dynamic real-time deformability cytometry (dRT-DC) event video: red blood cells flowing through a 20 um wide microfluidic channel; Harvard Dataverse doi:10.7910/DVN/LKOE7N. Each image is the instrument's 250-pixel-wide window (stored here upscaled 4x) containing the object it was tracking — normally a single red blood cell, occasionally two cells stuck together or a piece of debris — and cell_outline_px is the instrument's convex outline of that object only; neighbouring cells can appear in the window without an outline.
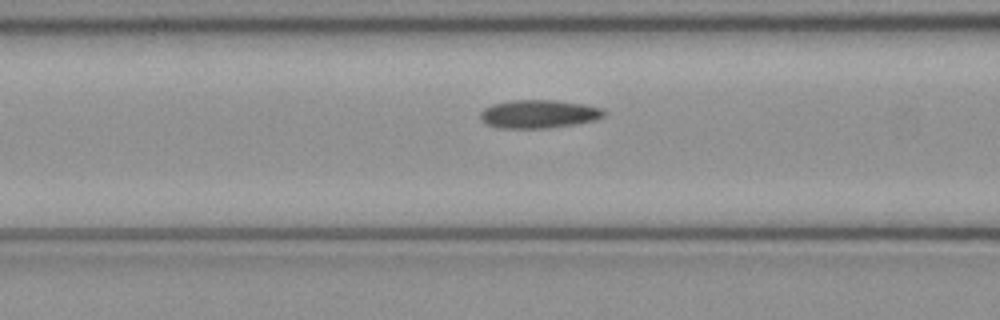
{"species": "common noctule bat (a hibernating species)", "species_latin": "Nyctalus noctula", "temperature_condition": "cold", "stored_images_in_passage": 38, "camera_frame_rate_fps": 3000, "um_per_image_px": 0.085, "animal": {"sex": "female", "body_mass_g": 21.9}, "frame": {"image": 1, "passage_image": 18, "time_ms": 5.667, "image_size_px": [1000, 320], "cell_outline_px": [[608, 112], [604, 116], [596, 120], [576, 124], [548, 128], [500, 128], [488, 124], [480, 116], [480, 112], [484, 108], [492, 104], [508, 100], [556, 100], [584, 104], [604, 108]], "centroid_in_image_um": [45.85, 9.68], "position_along_channel_um": 120.7, "area_um2": 20.58}}
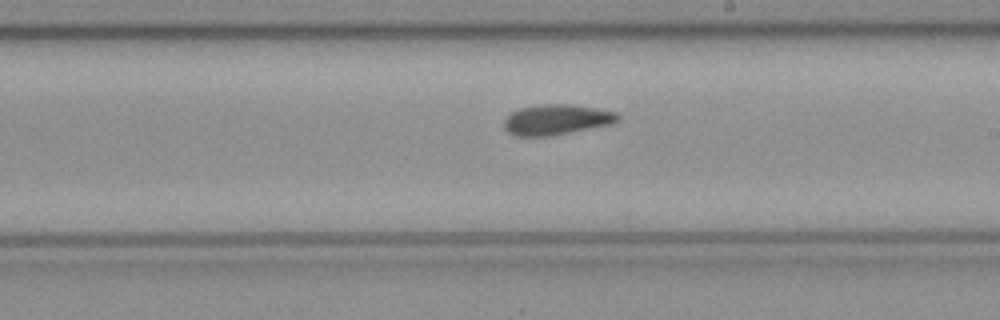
{"frame": {"image": 2, "passage_image": 27, "time_ms": 8.667, "image_size_px": [1000, 320], "cell_outline_px": [[620, 120], [612, 124], [552, 136], [516, 136], [508, 132], [504, 128], [504, 120], [512, 112], [520, 108], [540, 104], [572, 104], [596, 108], [616, 112], [620, 116]], "centroid_in_image_um": [47.32, 10.17], "position_along_channel_um": 241.7, "area_um2": 20.29}}
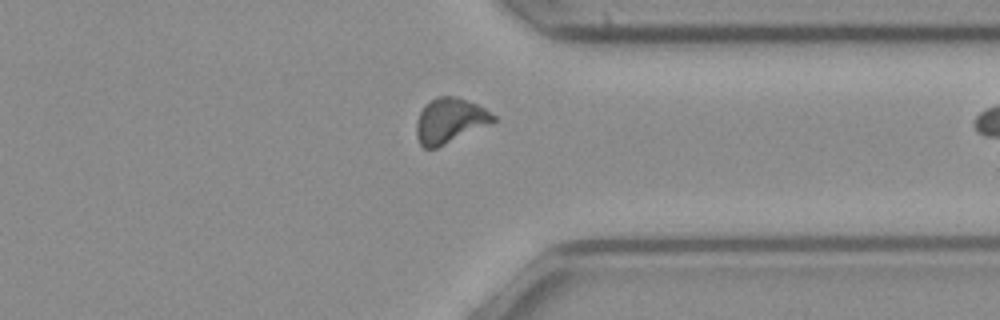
{"frame": {"image": 3, "passage_image": 37, "time_ms": 12.0, "image_size_px": [1000, 320], "cell_outline_px": [[496, 120], [436, 148], [424, 148], [420, 144], [416, 136], [416, 120], [420, 112], [436, 96], [456, 96], [476, 104], [484, 108], [496, 116]], "centroid_in_image_um": [38.2, 10.24], "position_along_channel_um": 373.2, "area_um2": 19.65}}